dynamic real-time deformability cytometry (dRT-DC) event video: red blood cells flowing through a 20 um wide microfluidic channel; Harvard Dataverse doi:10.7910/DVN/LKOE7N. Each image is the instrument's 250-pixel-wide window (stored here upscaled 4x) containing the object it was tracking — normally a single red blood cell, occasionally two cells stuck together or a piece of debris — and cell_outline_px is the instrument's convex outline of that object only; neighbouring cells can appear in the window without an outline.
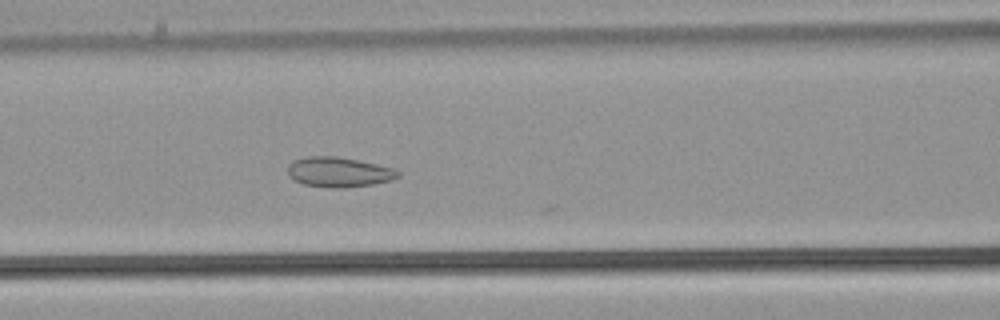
{"species": "common noctule bat (a hibernating species)", "species_latin": "Nyctalus noctula", "temperature_condition": "warm", "stored_images_in_passage": 19, "camera_frame_rate_fps": 3000, "um_per_image_px": 0.085, "animal": {"sex": "male", "body_mass_g": 21.5, "forearm_length_mm": 52.0}, "frame": {"image": 1, "passage_image": 16, "time_ms": 5.0, "image_size_px": [1000, 320], "cell_outline_px": [[400, 176], [392, 180], [372, 184], [344, 188], [332, 188], [304, 184], [288, 176], [288, 164], [292, 160], [308, 156], [336, 156], [376, 164], [392, 168], [400, 172]], "centroid_in_image_um": [28.78, 14.62], "position_along_channel_um": 137.8, "area_um2": 19.19}}